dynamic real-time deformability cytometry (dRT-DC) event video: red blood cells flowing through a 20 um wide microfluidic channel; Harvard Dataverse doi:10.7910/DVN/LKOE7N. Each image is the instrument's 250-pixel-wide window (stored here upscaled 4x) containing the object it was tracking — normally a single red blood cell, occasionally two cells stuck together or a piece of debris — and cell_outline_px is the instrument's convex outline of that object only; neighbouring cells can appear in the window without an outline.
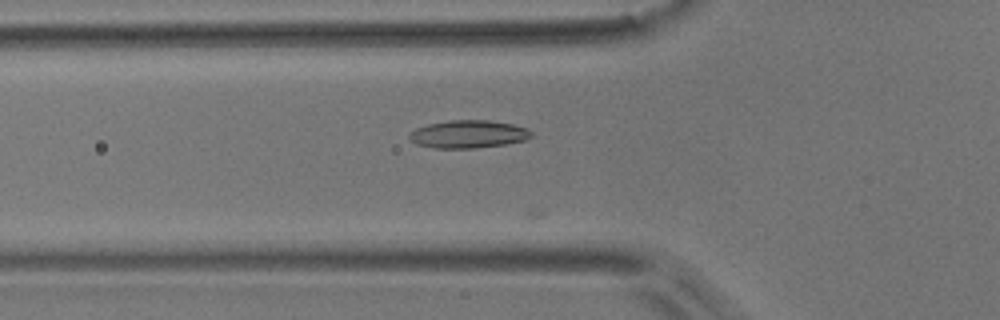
{"species": "common noctule bat (a hibernating species)", "species_latin": "Nyctalus noctula", "temperature_condition": "room temperature", "stored_images_in_passage": 47, "camera_frame_rate_fps": 3000, "um_per_image_px": 0.085, "animal": {"sex": "male", "body_mass_g": 17.9}, "frame": {"image": 1, "passage_image": 17, "time_ms": 5.333, "image_size_px": [1000, 320], "cell_outline_px": [[532, 136], [524, 140], [504, 144], [472, 148], [436, 148], [416, 144], [408, 140], [408, 132], [416, 128], [428, 124], [448, 120], [488, 120], [512, 124], [528, 128], [532, 132]], "centroid_in_image_um": [39.76, 11.39], "position_along_channel_um": 86.0, "area_um2": 19.83}}
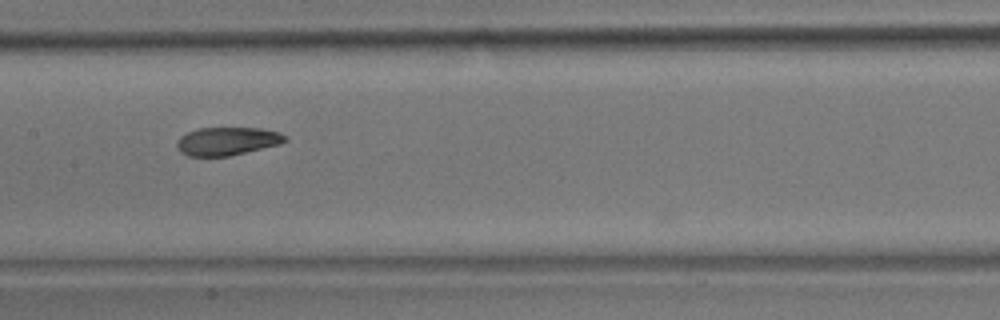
{"frame": {"image": 2, "passage_image": 25, "time_ms": 8.0, "image_size_px": [1000, 320], "cell_outline_px": [[288, 140], [280, 144], [228, 156], [188, 156], [180, 152], [176, 148], [176, 140], [180, 136], [188, 132], [200, 128], [260, 128], [280, 132], [288, 136]], "centroid_in_image_um": [19.31, 12.0], "position_along_channel_um": 188.1, "area_um2": 17.86}}
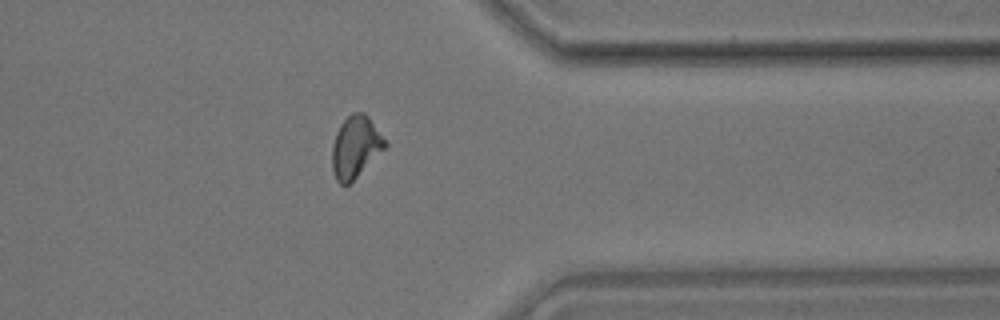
{"frame": {"image": 3, "passage_image": 41, "time_ms": 13.333, "image_size_px": [1000, 320], "cell_outline_px": [[388, 144], [348, 184], [340, 184], [336, 180], [332, 172], [332, 144], [336, 132], [340, 124], [352, 112], [364, 112], [368, 116]], "centroid_in_image_um": [30.18, 12.46], "position_along_channel_um": 381.2, "area_um2": 18.67}}